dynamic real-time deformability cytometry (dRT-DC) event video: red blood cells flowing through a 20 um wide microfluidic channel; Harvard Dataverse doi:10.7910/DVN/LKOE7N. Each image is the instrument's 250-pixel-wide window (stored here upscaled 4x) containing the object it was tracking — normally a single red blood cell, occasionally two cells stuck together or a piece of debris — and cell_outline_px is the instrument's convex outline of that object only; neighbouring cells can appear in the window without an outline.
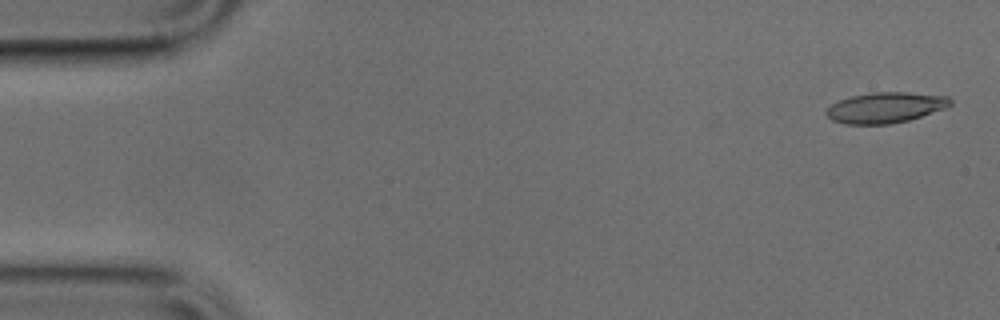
{"species": "common noctule bat (a hibernating species)", "species_latin": "Nyctalus noctula", "temperature_condition": "cold", "stored_images_in_passage": 13, "camera_frame_rate_fps": 3000, "um_per_image_px": 0.085, "animal": {"sex": "male", "body_mass_g": 17.9, "forearm_length_mm": 54.2}, "frame": {"image": 1, "passage_image": 2, "time_ms": 0.333, "image_size_px": [1000, 320], "cell_outline_px": [[952, 104], [944, 108], [908, 120], [888, 124], [844, 124], [832, 120], [824, 112], [832, 104], [840, 100], [852, 96], [872, 92], [908, 92], [948, 96], [952, 100]], "centroid_in_image_um": [75.25, 9.14], "position_along_channel_um": 9.7, "area_um2": 21.96}}